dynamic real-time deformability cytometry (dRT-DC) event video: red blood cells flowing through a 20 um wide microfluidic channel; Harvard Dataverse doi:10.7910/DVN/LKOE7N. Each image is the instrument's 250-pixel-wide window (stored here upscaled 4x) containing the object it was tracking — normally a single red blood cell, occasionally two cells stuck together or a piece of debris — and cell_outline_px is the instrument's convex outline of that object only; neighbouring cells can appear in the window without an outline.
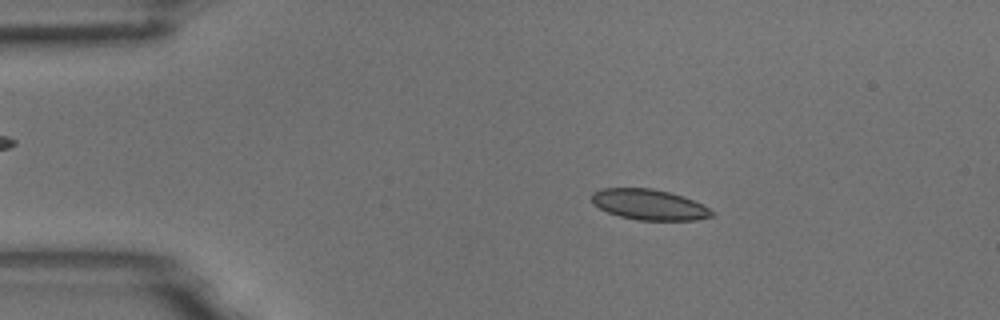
{"species": "common noctule bat (a hibernating species)", "species_latin": "Nyctalus noctula", "temperature_condition": "room temperature", "stored_images_in_passage": 5, "camera_frame_rate_fps": 3000, "um_per_image_px": 0.085, "animal": {"sex": "male", "body_mass_g": 18.8}, "frame": {"image": 1, "passage_image": 2, "time_ms": 0.333, "image_size_px": [1000, 320], "cell_outline_px": [[716, 212], [712, 216], [696, 220], [636, 220], [620, 216], [608, 212], [592, 204], [592, 192], [600, 188], [652, 188], [668, 192], [692, 200]], "centroid_in_image_um": [55.14, 17.39], "position_along_channel_um": 29.9, "area_um2": 21.27}}
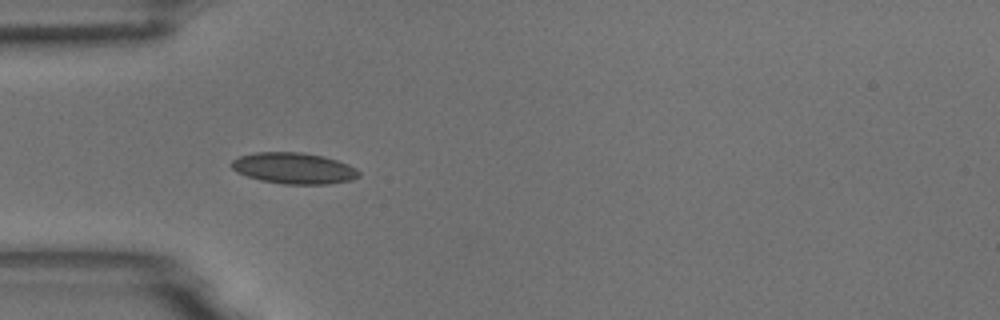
{"frame": {"image": 2, "passage_image": 4, "time_ms": 1.0, "image_size_px": [1000, 320], "cell_outline_px": [[360, 176], [352, 180], [328, 184], [284, 184], [260, 180], [236, 172], [228, 164], [232, 160], [240, 156], [256, 152], [300, 152], [324, 156], [348, 164], [356, 168], [360, 172]], "centroid_in_image_um": [24.97, 14.3], "position_along_channel_um": 60.0, "area_um2": 23.24}}